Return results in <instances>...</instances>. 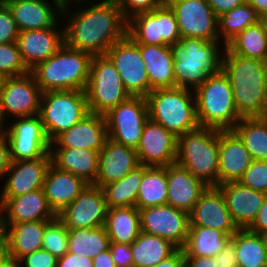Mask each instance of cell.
<instances>
[{"mask_svg":"<svg viewBox=\"0 0 267 267\" xmlns=\"http://www.w3.org/2000/svg\"><path fill=\"white\" fill-rule=\"evenodd\" d=\"M69 7L71 5L62 8L61 17L68 18L64 25V40L72 49L92 56L105 55L115 42L127 34V20L117 0H103L73 13Z\"/></svg>","mask_w":267,"mask_h":267,"instance_id":"6da1fadb","label":"cell"},{"mask_svg":"<svg viewBox=\"0 0 267 267\" xmlns=\"http://www.w3.org/2000/svg\"><path fill=\"white\" fill-rule=\"evenodd\" d=\"M222 71L231 83L238 115L267 117V62L242 57L224 46Z\"/></svg>","mask_w":267,"mask_h":267,"instance_id":"7a4b0ae2","label":"cell"},{"mask_svg":"<svg viewBox=\"0 0 267 267\" xmlns=\"http://www.w3.org/2000/svg\"><path fill=\"white\" fill-rule=\"evenodd\" d=\"M219 40L205 41L196 38H182L174 46V75L176 86L193 91L210 75L222 70L223 50Z\"/></svg>","mask_w":267,"mask_h":267,"instance_id":"3957f363","label":"cell"},{"mask_svg":"<svg viewBox=\"0 0 267 267\" xmlns=\"http://www.w3.org/2000/svg\"><path fill=\"white\" fill-rule=\"evenodd\" d=\"M92 55L64 44L51 57L38 63L30 72L42 92L82 90L88 83Z\"/></svg>","mask_w":267,"mask_h":267,"instance_id":"277c9868","label":"cell"},{"mask_svg":"<svg viewBox=\"0 0 267 267\" xmlns=\"http://www.w3.org/2000/svg\"><path fill=\"white\" fill-rule=\"evenodd\" d=\"M149 119L177 137L199 128L194 91L179 86L152 90L147 96Z\"/></svg>","mask_w":267,"mask_h":267,"instance_id":"5b68a950","label":"cell"},{"mask_svg":"<svg viewBox=\"0 0 267 267\" xmlns=\"http://www.w3.org/2000/svg\"><path fill=\"white\" fill-rule=\"evenodd\" d=\"M194 95L200 127L232 130L241 119L235 106L231 83L222 70L201 83L194 90Z\"/></svg>","mask_w":267,"mask_h":267,"instance_id":"8992f818","label":"cell"},{"mask_svg":"<svg viewBox=\"0 0 267 267\" xmlns=\"http://www.w3.org/2000/svg\"><path fill=\"white\" fill-rule=\"evenodd\" d=\"M219 130L199 127L178 137L176 164L207 186H218Z\"/></svg>","mask_w":267,"mask_h":267,"instance_id":"52a82bcc","label":"cell"},{"mask_svg":"<svg viewBox=\"0 0 267 267\" xmlns=\"http://www.w3.org/2000/svg\"><path fill=\"white\" fill-rule=\"evenodd\" d=\"M88 113L85 91L58 90L42 92L39 116L50 142L69 130Z\"/></svg>","mask_w":267,"mask_h":267,"instance_id":"ba28073f","label":"cell"},{"mask_svg":"<svg viewBox=\"0 0 267 267\" xmlns=\"http://www.w3.org/2000/svg\"><path fill=\"white\" fill-rule=\"evenodd\" d=\"M85 94L89 111L103 116L130 97L115 65L106 55L92 57Z\"/></svg>","mask_w":267,"mask_h":267,"instance_id":"9c48e42d","label":"cell"},{"mask_svg":"<svg viewBox=\"0 0 267 267\" xmlns=\"http://www.w3.org/2000/svg\"><path fill=\"white\" fill-rule=\"evenodd\" d=\"M127 34L137 43L175 46L181 39L174 12L164 3L127 20Z\"/></svg>","mask_w":267,"mask_h":267,"instance_id":"30bf717a","label":"cell"},{"mask_svg":"<svg viewBox=\"0 0 267 267\" xmlns=\"http://www.w3.org/2000/svg\"><path fill=\"white\" fill-rule=\"evenodd\" d=\"M108 138L136 149L149 120L146 97L130 96L105 115Z\"/></svg>","mask_w":267,"mask_h":267,"instance_id":"8fae6325","label":"cell"},{"mask_svg":"<svg viewBox=\"0 0 267 267\" xmlns=\"http://www.w3.org/2000/svg\"><path fill=\"white\" fill-rule=\"evenodd\" d=\"M105 55L115 65L130 96L146 97L152 91L140 48L128 34L115 42Z\"/></svg>","mask_w":267,"mask_h":267,"instance_id":"7c38bea8","label":"cell"},{"mask_svg":"<svg viewBox=\"0 0 267 267\" xmlns=\"http://www.w3.org/2000/svg\"><path fill=\"white\" fill-rule=\"evenodd\" d=\"M174 12L182 38L219 40L218 17L207 0H165Z\"/></svg>","mask_w":267,"mask_h":267,"instance_id":"4fadbf2b","label":"cell"},{"mask_svg":"<svg viewBox=\"0 0 267 267\" xmlns=\"http://www.w3.org/2000/svg\"><path fill=\"white\" fill-rule=\"evenodd\" d=\"M13 122L7 125L5 134L11 161L41 158L50 153L51 142L39 115L16 118Z\"/></svg>","mask_w":267,"mask_h":267,"instance_id":"5bb4252c","label":"cell"},{"mask_svg":"<svg viewBox=\"0 0 267 267\" xmlns=\"http://www.w3.org/2000/svg\"><path fill=\"white\" fill-rule=\"evenodd\" d=\"M138 210L142 232L169 240L178 249L184 247L190 227L188 213L169 204Z\"/></svg>","mask_w":267,"mask_h":267,"instance_id":"9a60e30c","label":"cell"},{"mask_svg":"<svg viewBox=\"0 0 267 267\" xmlns=\"http://www.w3.org/2000/svg\"><path fill=\"white\" fill-rule=\"evenodd\" d=\"M41 96L42 91L31 72L22 76L6 77L0 93L4 118L7 117L8 120L12 116L15 119L38 115Z\"/></svg>","mask_w":267,"mask_h":267,"instance_id":"2e32d148","label":"cell"},{"mask_svg":"<svg viewBox=\"0 0 267 267\" xmlns=\"http://www.w3.org/2000/svg\"><path fill=\"white\" fill-rule=\"evenodd\" d=\"M107 210L103 189L88 184L57 217L68 229L96 228L104 226Z\"/></svg>","mask_w":267,"mask_h":267,"instance_id":"e0dca14e","label":"cell"},{"mask_svg":"<svg viewBox=\"0 0 267 267\" xmlns=\"http://www.w3.org/2000/svg\"><path fill=\"white\" fill-rule=\"evenodd\" d=\"M177 146L174 133L149 119L135 150L140 165L164 167L176 162Z\"/></svg>","mask_w":267,"mask_h":267,"instance_id":"ac0fdd59","label":"cell"},{"mask_svg":"<svg viewBox=\"0 0 267 267\" xmlns=\"http://www.w3.org/2000/svg\"><path fill=\"white\" fill-rule=\"evenodd\" d=\"M190 226L213 228L232 236L239 228L233 222L218 186H208L189 214Z\"/></svg>","mask_w":267,"mask_h":267,"instance_id":"d6986e66","label":"cell"},{"mask_svg":"<svg viewBox=\"0 0 267 267\" xmlns=\"http://www.w3.org/2000/svg\"><path fill=\"white\" fill-rule=\"evenodd\" d=\"M43 188L13 197H0V224L53 220Z\"/></svg>","mask_w":267,"mask_h":267,"instance_id":"ffe728a7","label":"cell"},{"mask_svg":"<svg viewBox=\"0 0 267 267\" xmlns=\"http://www.w3.org/2000/svg\"><path fill=\"white\" fill-rule=\"evenodd\" d=\"M52 162L51 154L47 153L41 158L11 161L6 171L7 179L0 197H13L26 194L36 189L43 188L47 170Z\"/></svg>","mask_w":267,"mask_h":267,"instance_id":"44dd1931","label":"cell"},{"mask_svg":"<svg viewBox=\"0 0 267 267\" xmlns=\"http://www.w3.org/2000/svg\"><path fill=\"white\" fill-rule=\"evenodd\" d=\"M107 139L105 116L90 112L69 130L59 134L50 148H81L100 152Z\"/></svg>","mask_w":267,"mask_h":267,"instance_id":"7402d4cb","label":"cell"},{"mask_svg":"<svg viewBox=\"0 0 267 267\" xmlns=\"http://www.w3.org/2000/svg\"><path fill=\"white\" fill-rule=\"evenodd\" d=\"M11 10L19 32L58 27L62 6L55 0H2ZM59 23V24H58Z\"/></svg>","mask_w":267,"mask_h":267,"instance_id":"603a6c76","label":"cell"},{"mask_svg":"<svg viewBox=\"0 0 267 267\" xmlns=\"http://www.w3.org/2000/svg\"><path fill=\"white\" fill-rule=\"evenodd\" d=\"M19 32L17 45L25 66L32 70L55 54L64 44V26Z\"/></svg>","mask_w":267,"mask_h":267,"instance_id":"cb8c5ba5","label":"cell"},{"mask_svg":"<svg viewBox=\"0 0 267 267\" xmlns=\"http://www.w3.org/2000/svg\"><path fill=\"white\" fill-rule=\"evenodd\" d=\"M138 166L140 164L134 148L108 138L99 152L98 172L93 185L102 188L106 184L119 181Z\"/></svg>","mask_w":267,"mask_h":267,"instance_id":"d4e9b609","label":"cell"},{"mask_svg":"<svg viewBox=\"0 0 267 267\" xmlns=\"http://www.w3.org/2000/svg\"><path fill=\"white\" fill-rule=\"evenodd\" d=\"M253 161L233 130H219L218 185L238 182Z\"/></svg>","mask_w":267,"mask_h":267,"instance_id":"484cf974","label":"cell"},{"mask_svg":"<svg viewBox=\"0 0 267 267\" xmlns=\"http://www.w3.org/2000/svg\"><path fill=\"white\" fill-rule=\"evenodd\" d=\"M49 220L0 224L3 251L17 260L42 249L43 233Z\"/></svg>","mask_w":267,"mask_h":267,"instance_id":"4316f807","label":"cell"},{"mask_svg":"<svg viewBox=\"0 0 267 267\" xmlns=\"http://www.w3.org/2000/svg\"><path fill=\"white\" fill-rule=\"evenodd\" d=\"M167 204L184 211L192 212L202 192L208 187L190 171L174 163L166 166Z\"/></svg>","mask_w":267,"mask_h":267,"instance_id":"83f0119b","label":"cell"},{"mask_svg":"<svg viewBox=\"0 0 267 267\" xmlns=\"http://www.w3.org/2000/svg\"><path fill=\"white\" fill-rule=\"evenodd\" d=\"M233 222L239 229H247L263 204L265 193L250 189L239 182L219 184Z\"/></svg>","mask_w":267,"mask_h":267,"instance_id":"f1b7e54d","label":"cell"},{"mask_svg":"<svg viewBox=\"0 0 267 267\" xmlns=\"http://www.w3.org/2000/svg\"><path fill=\"white\" fill-rule=\"evenodd\" d=\"M87 185L82 178L59 169L51 162L43 190L49 207L57 215L71 204Z\"/></svg>","mask_w":267,"mask_h":267,"instance_id":"f546056e","label":"cell"},{"mask_svg":"<svg viewBox=\"0 0 267 267\" xmlns=\"http://www.w3.org/2000/svg\"><path fill=\"white\" fill-rule=\"evenodd\" d=\"M152 90L176 87L174 75L175 48L169 45L137 44Z\"/></svg>","mask_w":267,"mask_h":267,"instance_id":"4dcf8cb0","label":"cell"},{"mask_svg":"<svg viewBox=\"0 0 267 267\" xmlns=\"http://www.w3.org/2000/svg\"><path fill=\"white\" fill-rule=\"evenodd\" d=\"M52 163L61 170L94 184L98 172L99 152L81 148H50Z\"/></svg>","mask_w":267,"mask_h":267,"instance_id":"1f68e13d","label":"cell"},{"mask_svg":"<svg viewBox=\"0 0 267 267\" xmlns=\"http://www.w3.org/2000/svg\"><path fill=\"white\" fill-rule=\"evenodd\" d=\"M104 228L110 242L131 245L141 232L137 207L108 208Z\"/></svg>","mask_w":267,"mask_h":267,"instance_id":"d6a6232c","label":"cell"},{"mask_svg":"<svg viewBox=\"0 0 267 267\" xmlns=\"http://www.w3.org/2000/svg\"><path fill=\"white\" fill-rule=\"evenodd\" d=\"M130 249L133 267H153L171 256L178 248L169 240L141 231Z\"/></svg>","mask_w":267,"mask_h":267,"instance_id":"836d02e7","label":"cell"},{"mask_svg":"<svg viewBox=\"0 0 267 267\" xmlns=\"http://www.w3.org/2000/svg\"><path fill=\"white\" fill-rule=\"evenodd\" d=\"M231 240L225 233L202 226H190L186 243L182 250L184 256H217Z\"/></svg>","mask_w":267,"mask_h":267,"instance_id":"e575fe53","label":"cell"},{"mask_svg":"<svg viewBox=\"0 0 267 267\" xmlns=\"http://www.w3.org/2000/svg\"><path fill=\"white\" fill-rule=\"evenodd\" d=\"M166 166H144V174L139 186L136 207L144 209L167 204Z\"/></svg>","mask_w":267,"mask_h":267,"instance_id":"d590c367","label":"cell"},{"mask_svg":"<svg viewBox=\"0 0 267 267\" xmlns=\"http://www.w3.org/2000/svg\"><path fill=\"white\" fill-rule=\"evenodd\" d=\"M232 130L253 160L267 161V117L241 118Z\"/></svg>","mask_w":267,"mask_h":267,"instance_id":"8d00e7d4","label":"cell"},{"mask_svg":"<svg viewBox=\"0 0 267 267\" xmlns=\"http://www.w3.org/2000/svg\"><path fill=\"white\" fill-rule=\"evenodd\" d=\"M238 267H267V251L259 234L238 229L232 236Z\"/></svg>","mask_w":267,"mask_h":267,"instance_id":"74e56055","label":"cell"},{"mask_svg":"<svg viewBox=\"0 0 267 267\" xmlns=\"http://www.w3.org/2000/svg\"><path fill=\"white\" fill-rule=\"evenodd\" d=\"M110 239L104 226L96 228L68 229V251L95 258L109 249Z\"/></svg>","mask_w":267,"mask_h":267,"instance_id":"f35d334b","label":"cell"},{"mask_svg":"<svg viewBox=\"0 0 267 267\" xmlns=\"http://www.w3.org/2000/svg\"><path fill=\"white\" fill-rule=\"evenodd\" d=\"M144 174V165L138 166L119 181L102 187L108 208L136 207L139 186Z\"/></svg>","mask_w":267,"mask_h":267,"instance_id":"ab89813d","label":"cell"},{"mask_svg":"<svg viewBox=\"0 0 267 267\" xmlns=\"http://www.w3.org/2000/svg\"><path fill=\"white\" fill-rule=\"evenodd\" d=\"M225 47L242 57L267 62V32L259 22L237 34Z\"/></svg>","mask_w":267,"mask_h":267,"instance_id":"60d3db41","label":"cell"},{"mask_svg":"<svg viewBox=\"0 0 267 267\" xmlns=\"http://www.w3.org/2000/svg\"><path fill=\"white\" fill-rule=\"evenodd\" d=\"M259 22L256 10L247 2L218 17L219 41L225 46L237 34Z\"/></svg>","mask_w":267,"mask_h":267,"instance_id":"b9f144b4","label":"cell"},{"mask_svg":"<svg viewBox=\"0 0 267 267\" xmlns=\"http://www.w3.org/2000/svg\"><path fill=\"white\" fill-rule=\"evenodd\" d=\"M42 249L49 251L57 258L62 257L68 251V228L57 216L45 225Z\"/></svg>","mask_w":267,"mask_h":267,"instance_id":"7bdbcfd3","label":"cell"},{"mask_svg":"<svg viewBox=\"0 0 267 267\" xmlns=\"http://www.w3.org/2000/svg\"><path fill=\"white\" fill-rule=\"evenodd\" d=\"M25 66L17 42L0 44V73L5 77H17L29 73Z\"/></svg>","mask_w":267,"mask_h":267,"instance_id":"ee69618b","label":"cell"},{"mask_svg":"<svg viewBox=\"0 0 267 267\" xmlns=\"http://www.w3.org/2000/svg\"><path fill=\"white\" fill-rule=\"evenodd\" d=\"M238 182L267 194V161L253 160Z\"/></svg>","mask_w":267,"mask_h":267,"instance_id":"f6af8a7d","label":"cell"},{"mask_svg":"<svg viewBox=\"0 0 267 267\" xmlns=\"http://www.w3.org/2000/svg\"><path fill=\"white\" fill-rule=\"evenodd\" d=\"M18 36L19 30L11 10L0 0V44L16 42Z\"/></svg>","mask_w":267,"mask_h":267,"instance_id":"bcb514c9","label":"cell"},{"mask_svg":"<svg viewBox=\"0 0 267 267\" xmlns=\"http://www.w3.org/2000/svg\"><path fill=\"white\" fill-rule=\"evenodd\" d=\"M117 2L124 18L128 20L138 13L151 11L162 6L165 0H117Z\"/></svg>","mask_w":267,"mask_h":267,"instance_id":"7dc6e473","label":"cell"},{"mask_svg":"<svg viewBox=\"0 0 267 267\" xmlns=\"http://www.w3.org/2000/svg\"><path fill=\"white\" fill-rule=\"evenodd\" d=\"M57 260L49 251L41 249L23 256L19 261L23 267H56Z\"/></svg>","mask_w":267,"mask_h":267,"instance_id":"c3c4849f","label":"cell"},{"mask_svg":"<svg viewBox=\"0 0 267 267\" xmlns=\"http://www.w3.org/2000/svg\"><path fill=\"white\" fill-rule=\"evenodd\" d=\"M109 249L116 267H133V256L129 244L110 242Z\"/></svg>","mask_w":267,"mask_h":267,"instance_id":"681fc988","label":"cell"},{"mask_svg":"<svg viewBox=\"0 0 267 267\" xmlns=\"http://www.w3.org/2000/svg\"><path fill=\"white\" fill-rule=\"evenodd\" d=\"M56 267H93L92 258L67 252L57 260Z\"/></svg>","mask_w":267,"mask_h":267,"instance_id":"f907efd6","label":"cell"},{"mask_svg":"<svg viewBox=\"0 0 267 267\" xmlns=\"http://www.w3.org/2000/svg\"><path fill=\"white\" fill-rule=\"evenodd\" d=\"M215 263L218 267H238L236 251L233 242L230 240L223 250L215 256Z\"/></svg>","mask_w":267,"mask_h":267,"instance_id":"816d5d0a","label":"cell"},{"mask_svg":"<svg viewBox=\"0 0 267 267\" xmlns=\"http://www.w3.org/2000/svg\"><path fill=\"white\" fill-rule=\"evenodd\" d=\"M247 229L257 234L267 231V194H265L263 204L260 207L256 218Z\"/></svg>","mask_w":267,"mask_h":267,"instance_id":"f5cc1de1","label":"cell"},{"mask_svg":"<svg viewBox=\"0 0 267 267\" xmlns=\"http://www.w3.org/2000/svg\"><path fill=\"white\" fill-rule=\"evenodd\" d=\"M246 0H207L217 17L243 4Z\"/></svg>","mask_w":267,"mask_h":267,"instance_id":"db71d44e","label":"cell"},{"mask_svg":"<svg viewBox=\"0 0 267 267\" xmlns=\"http://www.w3.org/2000/svg\"><path fill=\"white\" fill-rule=\"evenodd\" d=\"M11 163L9 142L6 135L0 136V178L5 177L6 171L9 169Z\"/></svg>","mask_w":267,"mask_h":267,"instance_id":"11a10c76","label":"cell"},{"mask_svg":"<svg viewBox=\"0 0 267 267\" xmlns=\"http://www.w3.org/2000/svg\"><path fill=\"white\" fill-rule=\"evenodd\" d=\"M185 267H218L215 257L209 256H184Z\"/></svg>","mask_w":267,"mask_h":267,"instance_id":"9f6ffc18","label":"cell"},{"mask_svg":"<svg viewBox=\"0 0 267 267\" xmlns=\"http://www.w3.org/2000/svg\"><path fill=\"white\" fill-rule=\"evenodd\" d=\"M153 267H185L184 251L177 249L171 256Z\"/></svg>","mask_w":267,"mask_h":267,"instance_id":"6f0895ef","label":"cell"},{"mask_svg":"<svg viewBox=\"0 0 267 267\" xmlns=\"http://www.w3.org/2000/svg\"><path fill=\"white\" fill-rule=\"evenodd\" d=\"M93 260V267H116L115 262L112 259L110 249L98 254Z\"/></svg>","mask_w":267,"mask_h":267,"instance_id":"680465c9","label":"cell"},{"mask_svg":"<svg viewBox=\"0 0 267 267\" xmlns=\"http://www.w3.org/2000/svg\"><path fill=\"white\" fill-rule=\"evenodd\" d=\"M0 267H22L19 260L3 252L0 255Z\"/></svg>","mask_w":267,"mask_h":267,"instance_id":"91938a15","label":"cell"},{"mask_svg":"<svg viewBox=\"0 0 267 267\" xmlns=\"http://www.w3.org/2000/svg\"><path fill=\"white\" fill-rule=\"evenodd\" d=\"M257 12L258 15L267 11V0H246Z\"/></svg>","mask_w":267,"mask_h":267,"instance_id":"94428289","label":"cell"},{"mask_svg":"<svg viewBox=\"0 0 267 267\" xmlns=\"http://www.w3.org/2000/svg\"><path fill=\"white\" fill-rule=\"evenodd\" d=\"M59 5H61L62 7H66L69 6V4L74 3H81V5H83L85 3L86 6V2L89 3V0H55ZM72 2V3H71Z\"/></svg>","mask_w":267,"mask_h":267,"instance_id":"6125c7cd","label":"cell"},{"mask_svg":"<svg viewBox=\"0 0 267 267\" xmlns=\"http://www.w3.org/2000/svg\"><path fill=\"white\" fill-rule=\"evenodd\" d=\"M6 121H7V120H5V118H4V116H3L2 109H1V104H0V136L6 134V130H7V128H6L5 125H4V124H7V123H4V122H6Z\"/></svg>","mask_w":267,"mask_h":267,"instance_id":"be15d7a7","label":"cell"},{"mask_svg":"<svg viewBox=\"0 0 267 267\" xmlns=\"http://www.w3.org/2000/svg\"><path fill=\"white\" fill-rule=\"evenodd\" d=\"M259 23L262 25L264 30L267 32V11L259 15Z\"/></svg>","mask_w":267,"mask_h":267,"instance_id":"e7e4bbea","label":"cell"},{"mask_svg":"<svg viewBox=\"0 0 267 267\" xmlns=\"http://www.w3.org/2000/svg\"><path fill=\"white\" fill-rule=\"evenodd\" d=\"M259 235L262 239L263 245L265 246V250L267 251V231L262 232Z\"/></svg>","mask_w":267,"mask_h":267,"instance_id":"03108f58","label":"cell"},{"mask_svg":"<svg viewBox=\"0 0 267 267\" xmlns=\"http://www.w3.org/2000/svg\"><path fill=\"white\" fill-rule=\"evenodd\" d=\"M5 79H6V77L0 73V93H1V90L3 88V84H4Z\"/></svg>","mask_w":267,"mask_h":267,"instance_id":"003e7915","label":"cell"},{"mask_svg":"<svg viewBox=\"0 0 267 267\" xmlns=\"http://www.w3.org/2000/svg\"><path fill=\"white\" fill-rule=\"evenodd\" d=\"M3 245H2V242H1V239H0V255L3 253Z\"/></svg>","mask_w":267,"mask_h":267,"instance_id":"a7ac6f4b","label":"cell"}]
</instances>
